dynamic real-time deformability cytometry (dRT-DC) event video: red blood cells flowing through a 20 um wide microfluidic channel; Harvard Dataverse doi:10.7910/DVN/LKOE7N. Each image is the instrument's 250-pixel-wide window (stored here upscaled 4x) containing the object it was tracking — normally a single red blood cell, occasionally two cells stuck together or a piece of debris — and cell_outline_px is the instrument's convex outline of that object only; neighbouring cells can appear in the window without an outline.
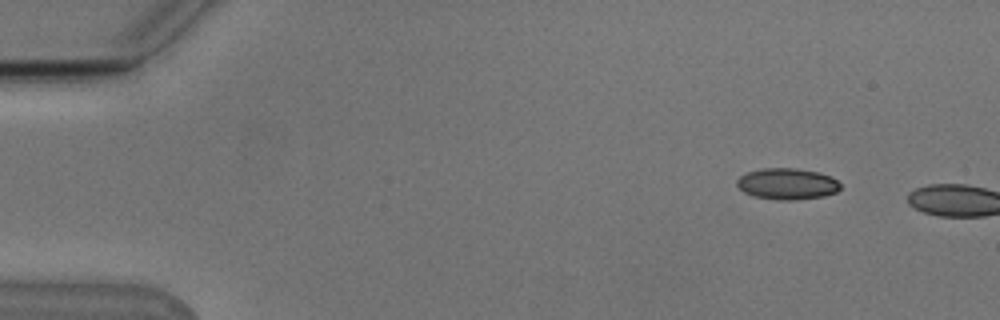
{"species": "Egyptian fruit bat (a non-hibernating species)", "species_latin": "Rousettus aegyptiacus", "temperature_condition": "cold", "stored_images_in_passage": 4, "camera_frame_rate_fps": 3000, "um_per_image_px": 0.085, "animal": {"sex": "male"}, "frame": {"image": 1, "passage_image": 2, "time_ms": 0.333, "image_size_px": [1000, 320], "cell_outline_px": [[840, 188], [836, 192], [824, 196], [796, 200], [780, 200], [752, 196], [744, 192], [736, 184], [736, 180], [740, 176], [748, 172], [764, 168], [796, 168], [820, 172], [832, 176], [840, 184]], "centroid_in_image_um": [66.92, 15.62], "position_along_channel_um": 18.1, "area_um2": 18.96}}